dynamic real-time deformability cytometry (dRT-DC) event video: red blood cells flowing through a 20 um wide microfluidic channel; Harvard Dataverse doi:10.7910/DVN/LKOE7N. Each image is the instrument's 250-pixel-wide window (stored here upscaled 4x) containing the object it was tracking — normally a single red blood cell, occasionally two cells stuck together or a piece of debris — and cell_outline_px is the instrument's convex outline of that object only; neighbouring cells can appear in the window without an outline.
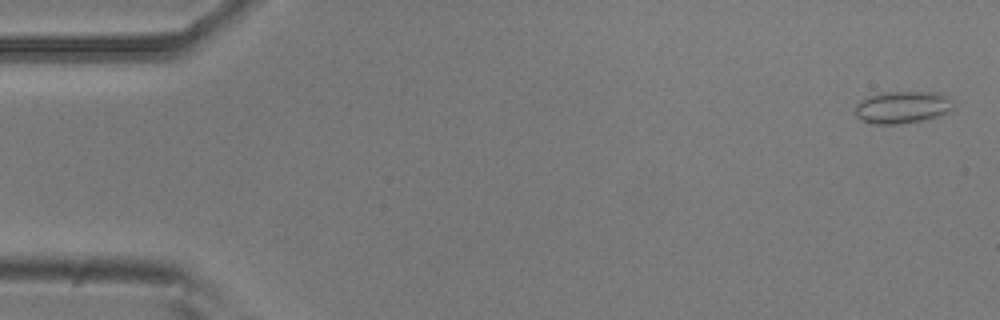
{"species": "common noctule bat (a hibernating species)", "species_latin": "Nyctalus noctula", "temperature_condition": "room temperature", "stored_images_in_passage": 54, "camera_frame_rate_fps": 3000, "um_per_image_px": 0.085, "animal": {"sex": "male", "body_mass_g": 20.5, "forearm_length_mm": 52.5}, "frame": {"image": 1, "passage_image": 2, "time_ms": 0.333, "image_size_px": [1000, 320], "cell_outline_px": [[956, 100], [952, 108], [948, 112], [940, 116], [924, 120], [900, 124], [872, 124], [860, 120], [856, 116], [856, 104], [860, 100], [868, 96], [884, 92], [936, 92]], "centroid_in_image_um": [76.72, 9.12], "position_along_channel_um": 8.3, "area_um2": 18.73}}
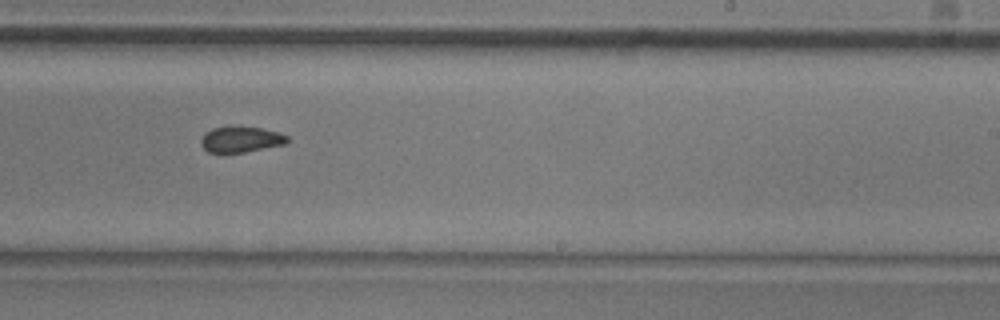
{"frame": {"image": 2, "passage_image": 33, "time_ms": 10.667, "image_size_px": [1000, 320], "cell_outline_px": [[288, 140], [284, 144], [244, 152], [208, 152], [200, 144], [200, 140], [204, 132], [212, 128], [232, 124], [264, 128], [280, 132], [288, 136]], "centroid_in_image_um": [20.45, 11.8], "position_along_channel_um": 268.6, "area_um2": 13.41}}
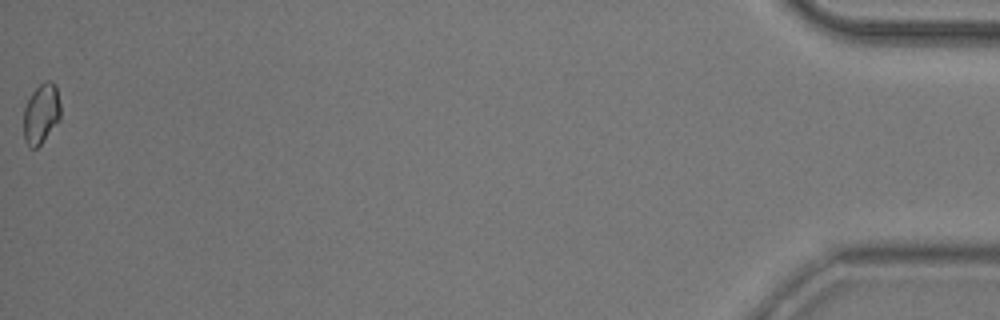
{"frame": {"image": 3, "passage_image": 54, "time_ms": 17.667, "image_size_px": [1000, 320], "cell_outline_px": [[60, 120], [40, 144], [36, 148], [28, 148], [24, 140], [24, 108], [32, 92], [44, 80], [52, 80], [56, 84], [60, 104]], "centroid_in_image_um": [3.51, 9.64], "position_along_channel_um": 431.7, "area_um2": 13.06}, "authors_computed_cell_mechanics": {"area_um2": 13.9009, "velocity_mm_per_s": 3.7633, "shape_relaxation_time_tau1_ms": null, "shape_relaxation_time_tau2_ms": 2.5399, "deformation_change_tau1": null, "deformation_change_tau2": 0.0555}}